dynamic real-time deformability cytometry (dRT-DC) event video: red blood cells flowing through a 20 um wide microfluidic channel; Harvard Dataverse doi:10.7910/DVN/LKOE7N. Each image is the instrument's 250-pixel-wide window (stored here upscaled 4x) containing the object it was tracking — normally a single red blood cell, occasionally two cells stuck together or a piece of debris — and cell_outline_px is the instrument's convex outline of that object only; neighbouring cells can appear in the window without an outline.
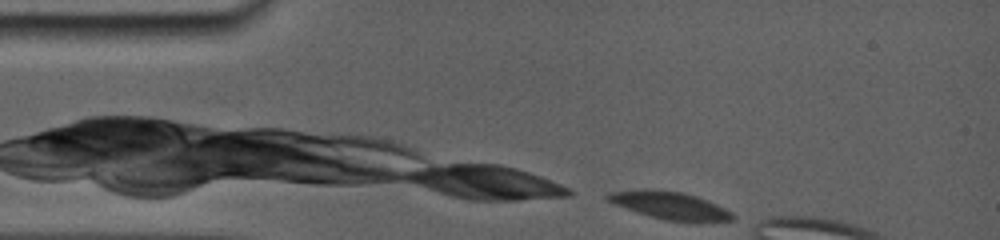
{"species": "common noctule bat (a hibernating species)", "species_latin": "Nyctalus noctula", "temperature_condition": "room temperature", "stored_images_in_passage": 16, "camera_frame_rate_fps": 5000, "um_per_image_px": 0.085, "animal": {"sex": "female", "body_mass_g": 19.0, "forearm_length_mm": 56.7}, "frame": {"image": 1, "passage_image": 1, "time_ms": 0.0, "image_size_px": [1000, 240], "cell_outline_px": [[736, 220], [700, 224], [668, 220], [636, 212], [616, 204], [608, 200], [604, 196], [608, 192], [636, 188], [652, 188], [684, 192], [708, 200], [732, 212], [736, 216]], "centroid_in_image_um": [57.01, 17.47], "position_along_channel_um": 28.0, "area_um2": 20.87}}
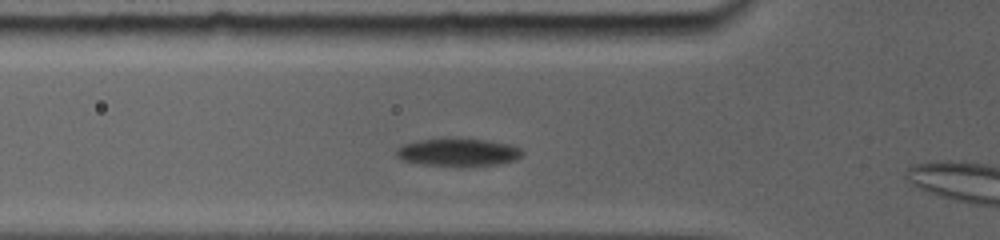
{"frame": {"image": 2, "passage_image": 14, "time_ms": 3.0, "image_size_px": [1000, 240], "cell_outline_px": [[524, 152], [516, 160], [500, 164], [468, 168], [460, 168], [424, 164], [400, 160], [396, 156], [396, 152], [404, 144], [424, 140], [484, 140], [504, 144], [516, 148]], "centroid_in_image_um": [38.94, 13.02], "position_along_channel_um": 86.9, "area_um2": 20.06}}